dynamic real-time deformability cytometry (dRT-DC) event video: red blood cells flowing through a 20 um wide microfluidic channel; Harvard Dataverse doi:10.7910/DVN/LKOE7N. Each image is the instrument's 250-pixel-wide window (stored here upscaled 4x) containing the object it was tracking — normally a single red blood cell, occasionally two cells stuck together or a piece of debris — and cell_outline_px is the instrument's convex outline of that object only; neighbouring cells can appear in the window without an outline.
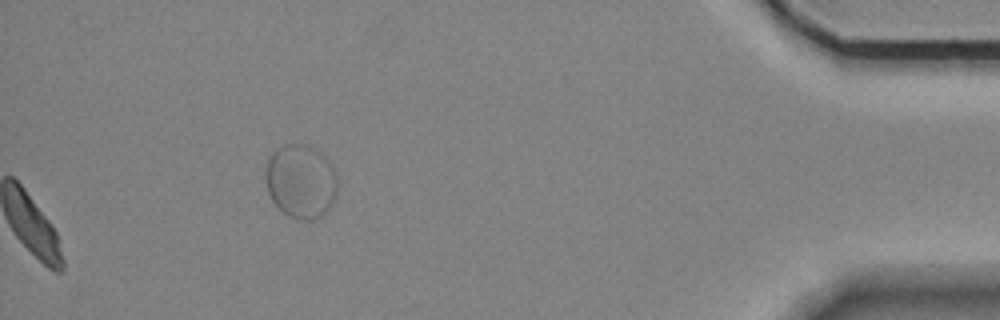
{"species": "Egyptian fruit bat (a non-hibernating species)", "species_latin": "Rousettus aegyptiacus", "temperature_condition": "room temperature", "stored_images_in_passage": 54, "segment_of_instrument_passage": [2, 2], "camera_frame_rate_fps": 3000, "um_per_image_px": 0.085, "animal": {"sex": "female"}, "frame": {"image": 1, "passage_image": 54, "time_ms": 17.667, "image_size_px": [1000, 320], "cell_outline_px": [[336, 196], [328, 208], [320, 216], [312, 220], [300, 220], [288, 216], [276, 208], [268, 192], [264, 176], [264, 168], [268, 156], [272, 152], [284, 144], [304, 144], [320, 152], [332, 164], [336, 176]], "centroid_in_image_um": [25.52, 15.41], "position_along_channel_um": 409.7, "area_um2": 31.27}}